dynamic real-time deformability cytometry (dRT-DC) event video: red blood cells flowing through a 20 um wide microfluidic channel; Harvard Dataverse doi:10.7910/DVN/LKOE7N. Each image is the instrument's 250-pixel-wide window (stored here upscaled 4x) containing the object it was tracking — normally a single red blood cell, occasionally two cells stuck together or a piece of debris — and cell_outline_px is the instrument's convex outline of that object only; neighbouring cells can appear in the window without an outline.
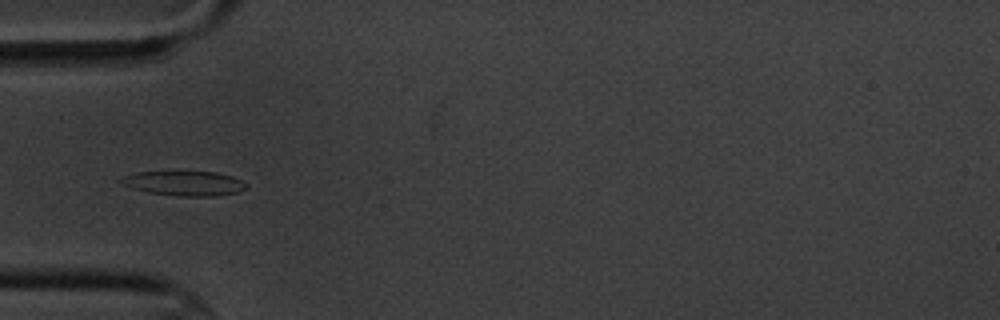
{"species": "common noctule bat (a hibernating species)", "species_latin": "Nyctalus noctula", "temperature_condition": "cold", "stored_images_in_passage": 5, "camera_frame_rate_fps": 3000, "um_per_image_px": 0.085, "animal": {"sex": "male", "body_mass_g": 20.1, "forearm_length_mm": 53.5}, "frame": {"image": 1, "passage_image": 4, "time_ms": 3.667, "image_size_px": [1000, 320], "cell_outline_px": [[248, 188], [236, 192], [216, 196], [176, 196], [148, 192], [132, 188], [120, 184], [116, 180], [124, 176], [136, 172], [176, 168], [180, 168], [216, 172], [232, 176], [248, 184]], "centroid_in_image_um": [15.6, 15.52], "position_along_channel_um": 69.4, "area_um2": 19.25}}